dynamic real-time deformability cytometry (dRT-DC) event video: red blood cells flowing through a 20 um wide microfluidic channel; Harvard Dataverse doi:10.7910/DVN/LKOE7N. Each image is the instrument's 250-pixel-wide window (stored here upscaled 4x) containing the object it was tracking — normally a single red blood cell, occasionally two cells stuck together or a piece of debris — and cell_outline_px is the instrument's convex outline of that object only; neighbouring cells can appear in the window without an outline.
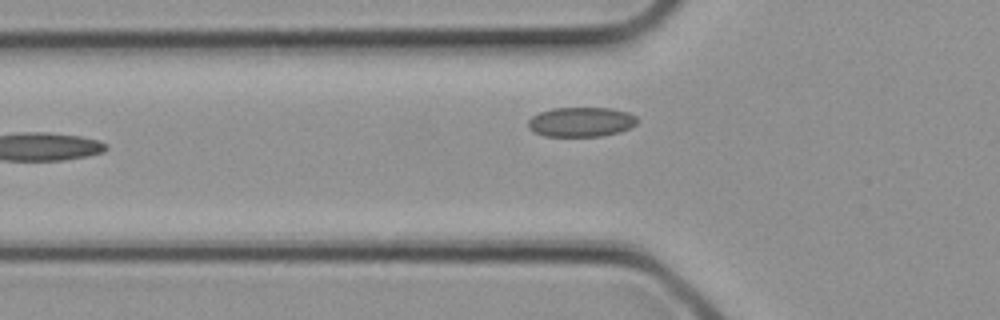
{"species": "common noctule bat (a hibernating species)", "species_latin": "Nyctalus noctula", "temperature_condition": "cold", "stored_images_in_passage": 13, "camera_frame_rate_fps": 3000, "um_per_image_px": 0.085, "animal": {"sex": "female", "body_mass_g": 21.9}, "frame": {"image": 1, "passage_image": 13, "time_ms": 4.0, "image_size_px": [1000, 320], "cell_outline_px": [[636, 124], [620, 132], [600, 136], [544, 136], [528, 128], [528, 120], [532, 116], [540, 112], [552, 108], [612, 108], [628, 112], [636, 116]], "centroid_in_image_um": [49.38, 10.36], "position_along_channel_um": 76.4, "area_um2": 18.79}}